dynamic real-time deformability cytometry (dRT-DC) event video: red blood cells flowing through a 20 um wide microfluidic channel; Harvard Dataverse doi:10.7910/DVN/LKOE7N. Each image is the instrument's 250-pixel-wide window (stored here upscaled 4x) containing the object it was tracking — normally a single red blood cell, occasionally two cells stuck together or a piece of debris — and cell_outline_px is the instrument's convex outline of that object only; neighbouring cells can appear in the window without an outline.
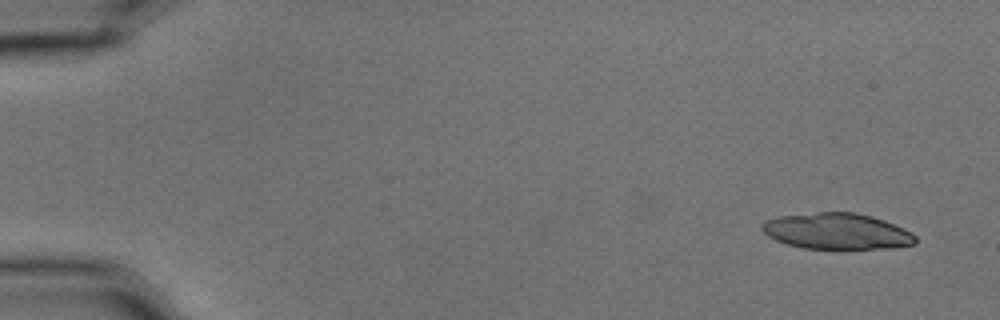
{"species": "common noctule bat (a hibernating species)", "species_latin": "Nyctalus noctula", "temperature_condition": "cold", "stored_images_in_passage": 9, "camera_frame_rate_fps": 3000, "um_per_image_px": 0.085, "animal": {"sex": "male", "body_mass_g": 15.6}, "frame": {"image": 1, "passage_image": 1, "time_ms": 0.0, "image_size_px": [1000, 320], "cell_outline_px": [[916, 244], [892, 248], [804, 248], [788, 244], [776, 240], [768, 236], [760, 228], [760, 224], [764, 220], [776, 216], [816, 212], [856, 212], [872, 216], [884, 220], [904, 228], [912, 232], [916, 236]], "centroid_in_image_um": [71.13, 19.64], "position_along_channel_um": 13.9, "area_um2": 32.43}}
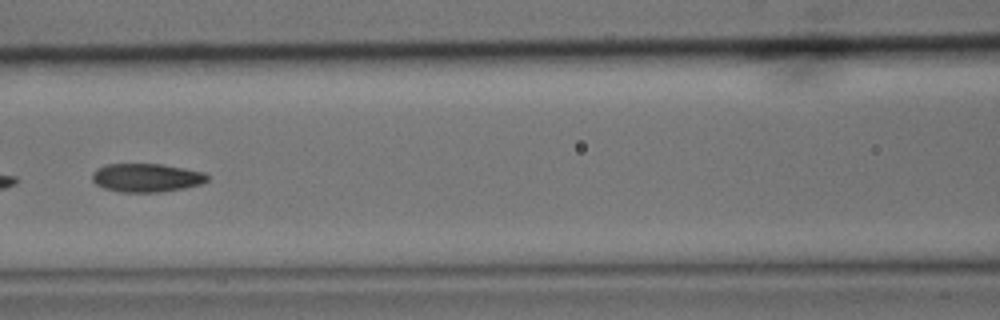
{"frame": {"image": 2, "passage_image": 7, "time_ms": 2.0, "image_size_px": [1000, 320], "cell_outline_px": [[208, 180], [204, 184], [184, 188], [160, 192], [120, 192], [104, 188], [96, 184], [92, 180], [92, 172], [96, 168], [104, 164], [160, 164], [184, 168], [204, 172], [208, 176]], "centroid_in_image_um": [12.44, 15.1], "position_along_channel_um": 154.2, "area_um2": 19.31}}
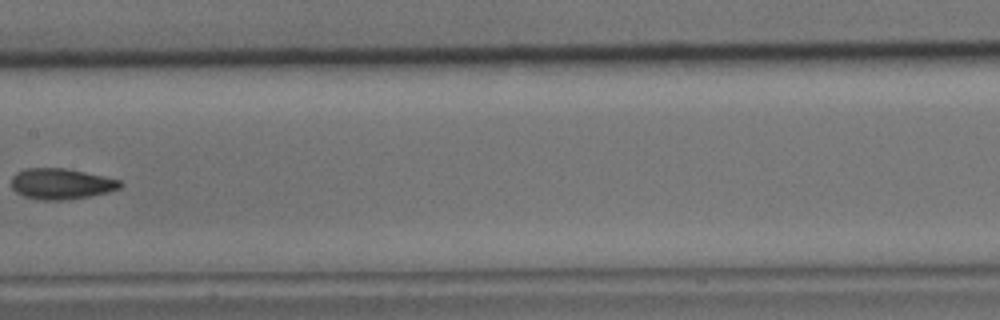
{"frame": {"image": 3, "passage_image": 8, "time_ms": 2.333, "image_size_px": [1000, 320], "cell_outline_px": [[124, 184], [120, 188], [108, 192], [92, 196], [60, 200], [44, 200], [24, 196], [16, 192], [12, 188], [12, 176], [16, 172], [24, 168], [68, 168], [120, 180]], "centroid_in_image_um": [5.2, 15.61], "position_along_channel_um": 202.2, "area_um2": 19.59}}